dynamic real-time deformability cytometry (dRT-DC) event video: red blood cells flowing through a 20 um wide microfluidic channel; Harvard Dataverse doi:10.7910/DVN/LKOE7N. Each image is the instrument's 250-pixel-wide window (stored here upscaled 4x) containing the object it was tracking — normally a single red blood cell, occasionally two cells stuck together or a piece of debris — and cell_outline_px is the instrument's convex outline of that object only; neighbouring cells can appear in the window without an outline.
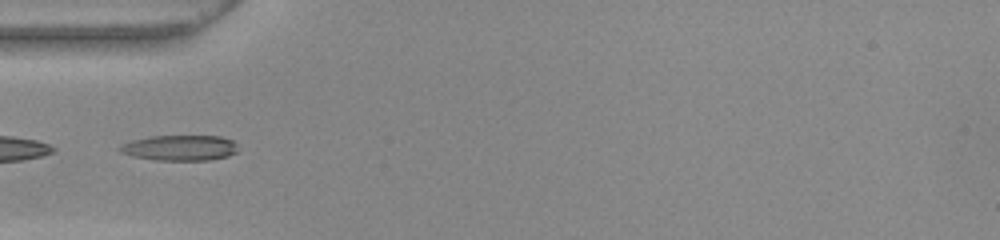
{"species": "common noctule bat (a hibernating species)", "species_latin": "Nyctalus noctula", "temperature_condition": "warm", "stored_images_in_passage": 37, "camera_frame_rate_fps": 3000, "um_per_image_px": 0.085, "animal": {"sex": "female", "body_mass_g": 22.0, "forearm_length_mm": 56.7}, "frame": {"image": 1, "passage_image": 1, "time_ms": 0.0, "image_size_px": [1000, 240], "cell_outline_px": [[236, 152], [228, 156], [212, 160], [156, 160], [132, 156], [120, 152], [120, 148], [124, 144], [132, 140], [152, 136], [220, 136], [232, 140], [236, 144]], "centroid_in_image_um": [15.32, 12.57], "position_along_channel_um": 69.7, "area_um2": 17.4}}
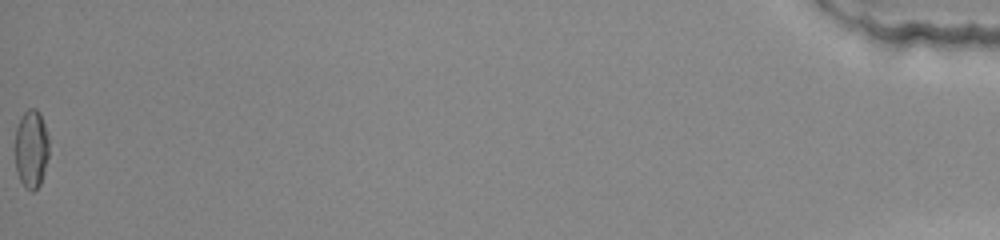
{"frame": {"image": 2, "passage_image": 37, "time_ms": 12.0, "image_size_px": [1000, 240], "cell_outline_px": [[48, 156], [44, 172], [40, 184], [32, 192], [24, 188], [16, 172], [16, 128], [20, 116], [28, 108], [36, 108], [44, 124], [48, 140]], "centroid_in_image_um": [2.65, 12.67], "position_along_channel_um": 432.6, "area_um2": 15.37}, "authors_computed_cell_mechanics": {"area_um2": 16.4152, "velocity_mm_per_s": 3.9029, "shape_relaxation_time_tau1_ms": 7.5803, "shape_relaxation_time_tau2_ms": 1.9239, "deformation_change_tau1": 0.2393, "deformation_change_tau2": 0.0776}}